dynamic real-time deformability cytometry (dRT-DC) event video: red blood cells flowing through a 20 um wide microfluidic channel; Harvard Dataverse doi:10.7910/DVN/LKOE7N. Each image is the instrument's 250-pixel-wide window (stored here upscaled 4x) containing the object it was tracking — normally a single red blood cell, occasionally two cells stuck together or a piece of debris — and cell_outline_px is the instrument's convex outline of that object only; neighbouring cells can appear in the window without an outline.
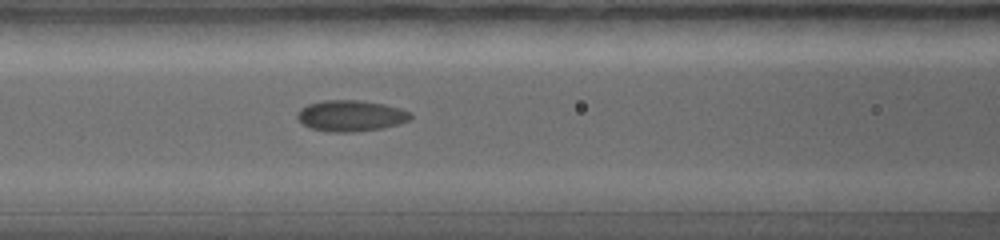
{"species": "common noctule bat (a hibernating species)", "species_latin": "Nyctalus noctula", "temperature_condition": "warm", "stored_images_in_passage": 18, "camera_frame_rate_fps": 5000, "um_per_image_px": 0.085, "animal": {"sex": "female", "body_mass_g": 19.0, "forearm_length_mm": 56.7}, "frame": {"image": 1, "passage_image": 8, "time_ms": 2.4, "image_size_px": [1000, 240], "cell_outline_px": [[412, 120], [400, 124], [384, 128], [352, 132], [328, 132], [312, 128], [300, 124], [296, 120], [296, 112], [300, 108], [308, 104], [324, 100], [356, 100], [384, 104], [400, 108], [412, 112]], "centroid_in_image_um": [29.81, 9.85], "position_along_channel_um": 136.8, "area_um2": 20.92}}
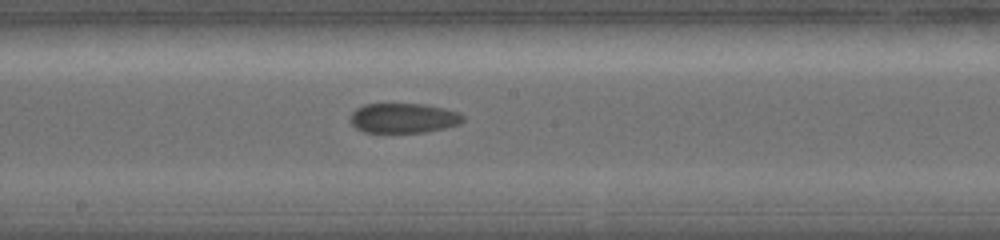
{"frame": {"image": 2, "passage_image": 12, "time_ms": 3.6, "image_size_px": [1000, 240], "cell_outline_px": [[464, 120], [460, 124], [444, 128], [424, 132], [364, 132], [356, 128], [352, 124], [352, 112], [356, 108], [364, 104], [424, 104], [444, 108], [460, 112], [464, 116]], "centroid_in_image_um": [34.33, 10.03], "position_along_channel_um": 213.9, "area_um2": 19.54}}
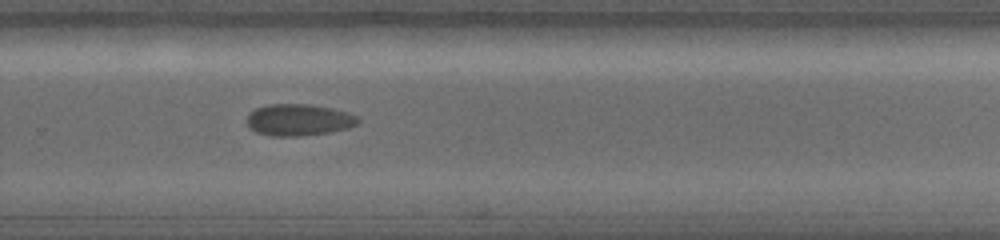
{"frame": {"image": 3, "passage_image": 16, "time_ms": 5.0, "image_size_px": [1000, 240], "cell_outline_px": [[360, 120], [356, 124], [348, 128], [328, 132], [300, 136], [272, 136], [256, 132], [244, 120], [256, 108], [268, 104], [308, 104], [332, 108], [348, 112], [360, 116]], "centroid_in_image_um": [25.41, 10.18], "position_along_channel_um": 304.4, "area_um2": 20.52}}